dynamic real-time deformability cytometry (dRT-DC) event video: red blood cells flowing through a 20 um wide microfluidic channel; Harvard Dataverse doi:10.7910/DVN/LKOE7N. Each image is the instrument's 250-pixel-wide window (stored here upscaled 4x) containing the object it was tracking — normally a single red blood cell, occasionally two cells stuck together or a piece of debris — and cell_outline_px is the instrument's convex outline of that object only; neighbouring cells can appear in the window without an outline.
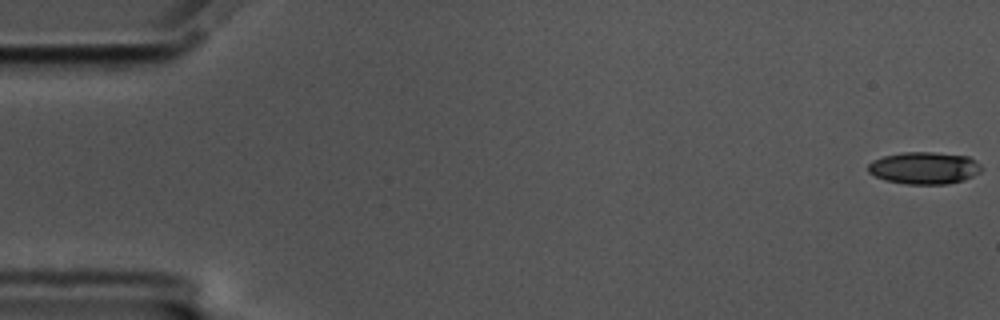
{"species": "common noctule bat (a hibernating species)", "species_latin": "Nyctalus noctula", "temperature_condition": "cold", "stored_images_in_passage": 58, "camera_frame_rate_fps": 3000, "um_per_image_px": 0.085, "animal": {"sex": "male", "body_mass_g": 17.5, "forearm_length_mm": 52.3}, "frame": {"image": 1, "passage_image": 1, "time_ms": 0.0, "image_size_px": [1000, 320], "cell_outline_px": [[984, 168], [980, 172], [964, 180], [948, 184], [908, 184], [884, 180], [868, 172], [868, 164], [872, 160], [884, 156], [904, 152], [932, 152], [968, 156], [976, 160]], "centroid_in_image_um": [78.58, 14.28], "position_along_channel_um": 6.4, "area_um2": 21.33}}
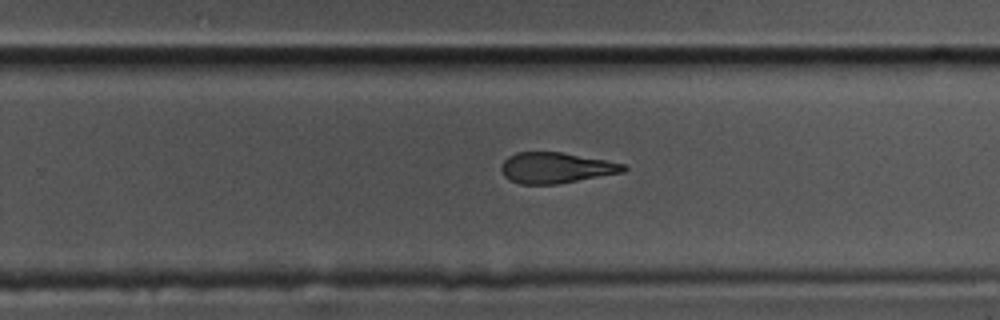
{"frame": {"image": 2, "passage_image": 37, "time_ms": 12.0, "image_size_px": [1000, 320], "cell_outline_px": [[628, 168], [624, 172], [556, 184], [520, 184], [508, 180], [504, 176], [500, 168], [504, 160], [508, 156], [516, 152], [560, 152], [604, 160], [624, 164]], "centroid_in_image_um": [47.21, 14.27], "position_along_channel_um": 282.6, "area_um2": 21.79}}
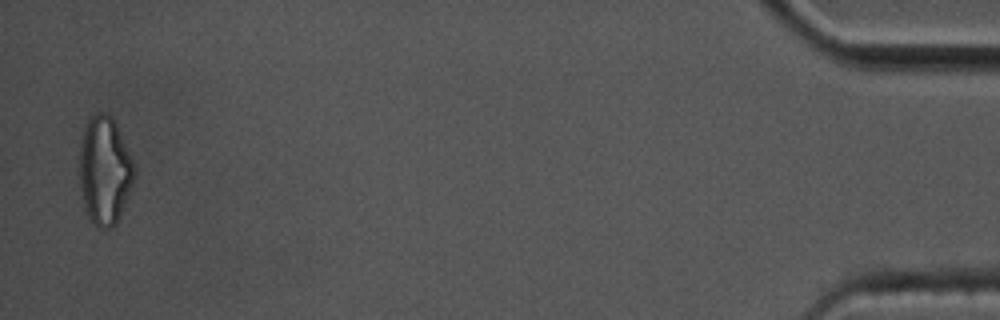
{"frame": {"image": 3, "passage_image": 57, "time_ms": 18.667, "image_size_px": [1000, 320], "cell_outline_px": [[136, 176], [116, 224], [112, 228], [96, 228], [88, 220], [80, 188], [80, 144], [84, 128], [88, 120], [96, 112], [100, 112], [112, 116], [116, 124], [136, 168]], "centroid_in_image_um": [8.89, 14.53], "position_along_channel_um": 426.3, "area_um2": 34.62}, "authors_computed_cell_mechanics": {"area_um2": 22.9177, "velocity_mm_per_s": 3.5016, "shape_relaxation_time_tau1_ms": 4.5846, "shape_relaxation_time_tau2_ms": 3.1723, "deformation_change_tau1": 0.1678, "deformation_change_tau2": 0.1324}}